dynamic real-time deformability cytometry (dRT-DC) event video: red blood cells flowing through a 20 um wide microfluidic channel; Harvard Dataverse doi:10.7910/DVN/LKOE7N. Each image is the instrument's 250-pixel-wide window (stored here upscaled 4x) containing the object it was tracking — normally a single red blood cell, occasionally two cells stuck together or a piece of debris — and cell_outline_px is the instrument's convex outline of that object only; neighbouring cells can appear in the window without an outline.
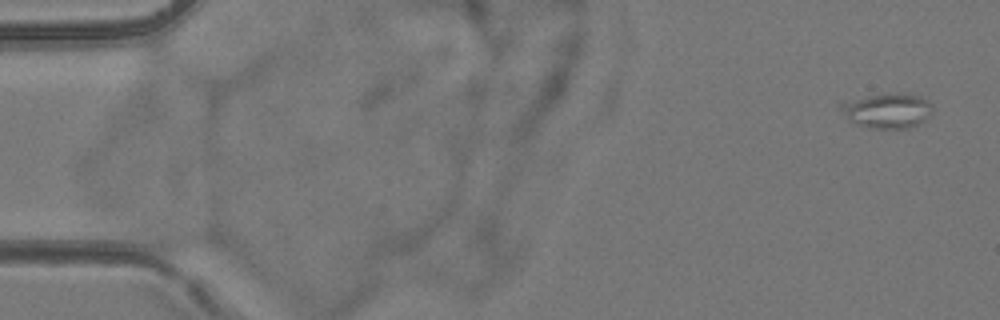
{"species": "common noctule bat (a hibernating species)", "species_latin": "Nyctalus noctula", "temperature_condition": "room temperature", "stored_images_in_passage": 3, "camera_frame_rate_fps": 3000, "um_per_image_px": 0.085, "animal": {"sex": "female", "body_mass_g": 24.6, "forearm_length_mm": 56.2}, "frame": {"image": 1, "passage_image": 1, "time_ms": 0.0, "image_size_px": [1000, 320], "cell_outline_px": [[928, 116], [924, 120], [908, 128], [872, 128], [860, 124], [852, 120], [836, 104], [884, 92], [900, 92], [920, 96], [928, 104]], "centroid_in_image_um": [75.39, 9.37], "position_along_channel_um": 9.6, "area_um2": 17.98}}
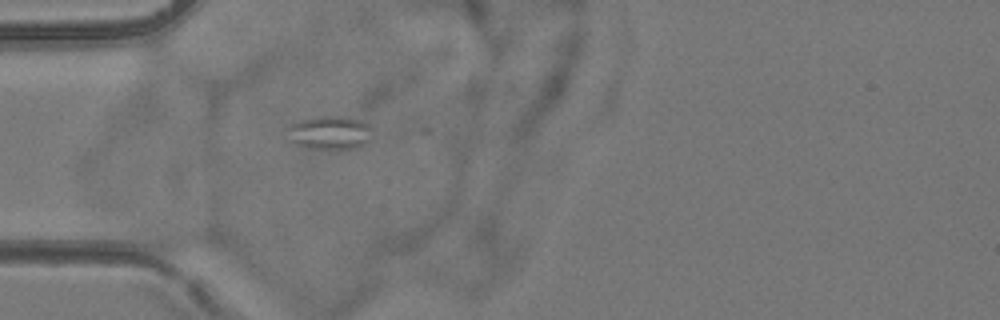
{"frame": {"image": 2, "passage_image": 3, "time_ms": 5.0, "image_size_px": [1000, 320], "cell_outline_px": [[372, 140], [356, 148], [308, 148], [296, 144], [288, 140], [284, 128], [300, 120], [316, 116], [348, 116], [360, 120], [368, 124], [372, 128]], "centroid_in_image_um": [28.01, 11.26], "position_along_channel_um": 57.0, "area_um2": 16.99}}